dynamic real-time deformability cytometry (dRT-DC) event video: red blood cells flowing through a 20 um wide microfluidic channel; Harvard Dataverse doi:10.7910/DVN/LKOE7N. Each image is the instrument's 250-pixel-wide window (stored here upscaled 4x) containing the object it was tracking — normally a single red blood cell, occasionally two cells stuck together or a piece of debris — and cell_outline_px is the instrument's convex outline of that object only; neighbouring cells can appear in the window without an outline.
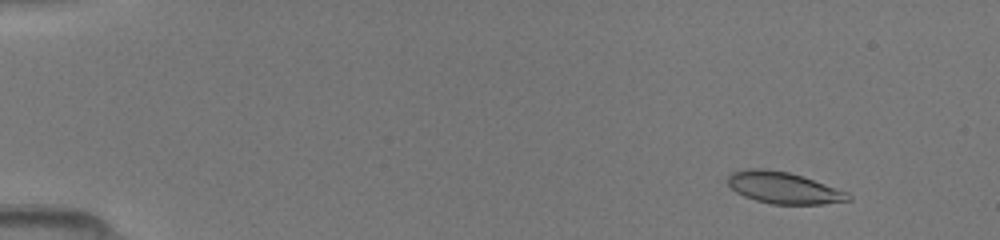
{"species": "common noctule bat (a hibernating species)", "species_latin": "Nyctalus noctula", "temperature_condition": "room temperature", "stored_images_in_passage": 48, "camera_frame_rate_fps": 3000, "um_per_image_px": 0.085, "animal": {"sex": "female", "body_mass_g": 19.5, "forearm_length_mm": 54.1}, "frame": {"image": 1, "passage_image": 4, "time_ms": 1.0, "image_size_px": [1000, 240], "cell_outline_px": [[852, 200], [824, 204], [772, 204], [756, 200], [744, 196], [736, 192], [728, 184], [728, 176], [732, 172], [748, 168], [764, 168], [788, 172], [848, 192], [852, 196]], "centroid_in_image_um": [66.6, 15.97], "position_along_channel_um": 18.4, "area_um2": 22.02}}
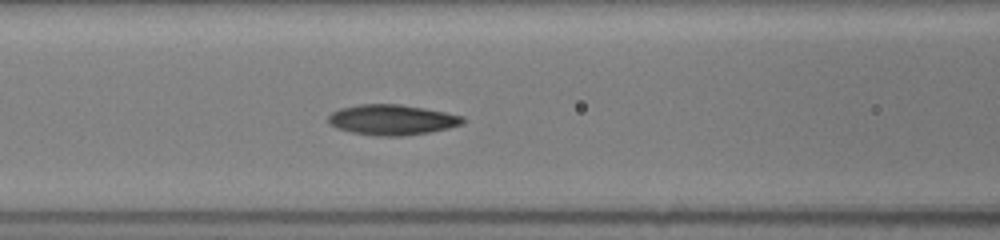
{"frame": {"image": 2, "passage_image": 21, "time_ms": 6.667, "image_size_px": [1000, 240], "cell_outline_px": [[468, 120], [464, 124], [448, 128], [428, 132], [404, 136], [376, 136], [352, 132], [336, 128], [328, 124], [328, 116], [332, 112], [340, 108], [360, 104], [400, 104], [424, 108], [464, 116]], "centroid_in_image_um": [33.33, 10.18], "position_along_channel_um": 133.3, "area_um2": 23.99}}
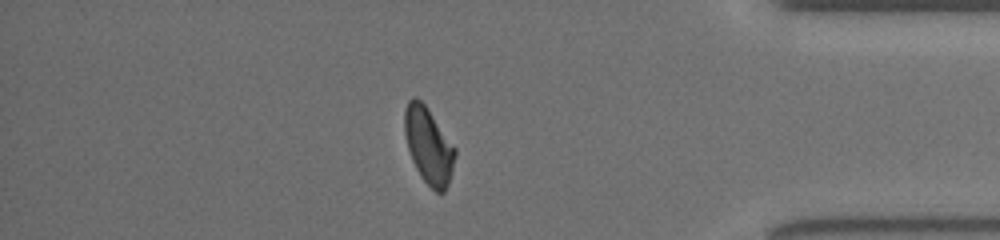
{"frame": {"image": 3, "passage_image": 42, "time_ms": 13.667, "image_size_px": [1000, 240], "cell_outline_px": [[456, 156], [448, 184], [444, 192], [436, 192], [424, 180], [416, 168], [412, 160], [408, 148], [404, 132], [404, 112], [408, 100], [412, 96], [416, 96], [428, 108], [456, 148]], "centroid_in_image_um": [36.42, 12.34], "position_along_channel_um": 398.8, "area_um2": 22.37}}